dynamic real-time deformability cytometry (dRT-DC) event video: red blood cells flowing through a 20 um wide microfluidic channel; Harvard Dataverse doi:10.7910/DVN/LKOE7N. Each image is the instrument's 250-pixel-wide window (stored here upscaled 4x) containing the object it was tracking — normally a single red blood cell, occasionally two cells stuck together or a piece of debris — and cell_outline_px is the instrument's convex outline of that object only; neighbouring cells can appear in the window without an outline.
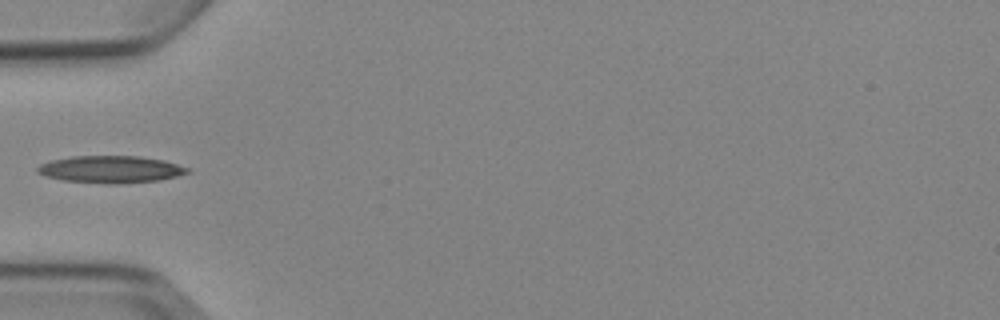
{"species": "Egyptian fruit bat (a non-hibernating species)", "species_latin": "Rousettus aegyptiacus", "temperature_condition": "cold", "stored_images_in_passage": 6, "camera_frame_rate_fps": 3000, "um_per_image_px": 0.085, "animal": {"sex": "female"}, "frame": {"image": 1, "passage_image": 5, "time_ms": 5.667, "image_size_px": [1000, 320], "cell_outline_px": [[192, 172], [160, 180], [120, 184], [112, 184], [64, 180], [44, 176], [36, 172], [36, 168], [40, 164], [52, 160], [72, 156], [140, 156], [164, 160], [188, 168]], "centroid_in_image_um": [9.41, 14.39], "position_along_channel_um": 75.6, "area_um2": 23.76}}
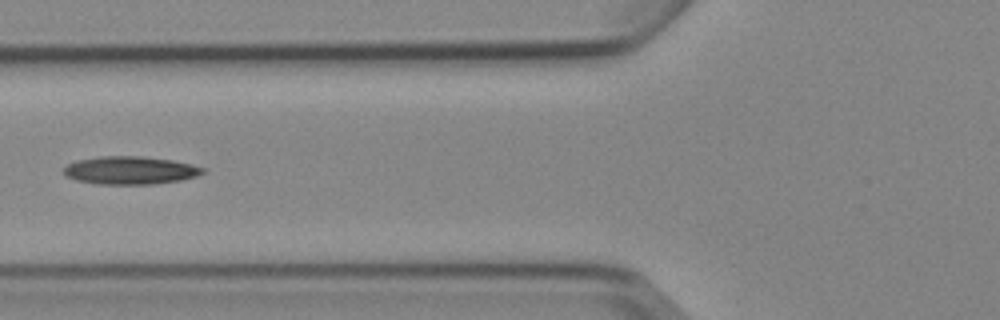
{"frame": {"image": 2, "passage_image": 6, "time_ms": 6.667, "image_size_px": [1000, 320], "cell_outline_px": [[204, 172], [196, 176], [180, 180], [152, 184], [96, 184], [76, 180], [64, 176], [64, 168], [68, 164], [76, 160], [100, 156], [140, 156], [172, 160], [192, 164], [204, 168]], "centroid_in_image_um": [11.03, 14.47], "position_along_channel_um": 114.8, "area_um2": 22.66}}